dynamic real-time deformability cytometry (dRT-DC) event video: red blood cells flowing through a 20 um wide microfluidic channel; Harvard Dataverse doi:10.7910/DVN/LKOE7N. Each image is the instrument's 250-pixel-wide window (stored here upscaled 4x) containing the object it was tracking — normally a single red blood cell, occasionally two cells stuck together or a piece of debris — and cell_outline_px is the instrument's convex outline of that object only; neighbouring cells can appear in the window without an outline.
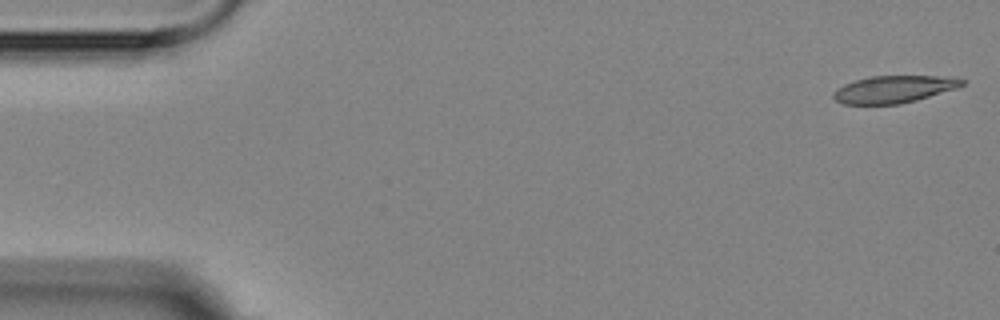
{"species": "Egyptian fruit bat (a non-hibernating species)", "species_latin": "Rousettus aegyptiacus", "temperature_condition": "room temperature", "stored_images_in_passage": 7, "camera_frame_rate_fps": 3000, "um_per_image_px": 0.085, "animal": {"sex": "female"}, "frame": {"image": 1, "passage_image": 1, "time_ms": 0.0, "image_size_px": [1000, 320], "cell_outline_px": [[964, 84], [956, 88], [916, 100], [900, 104], [844, 104], [836, 100], [832, 96], [844, 84], [868, 76], [956, 76], [964, 80]], "centroid_in_image_um": [76.03, 7.57], "position_along_channel_um": 9.0, "area_um2": 20.23}}